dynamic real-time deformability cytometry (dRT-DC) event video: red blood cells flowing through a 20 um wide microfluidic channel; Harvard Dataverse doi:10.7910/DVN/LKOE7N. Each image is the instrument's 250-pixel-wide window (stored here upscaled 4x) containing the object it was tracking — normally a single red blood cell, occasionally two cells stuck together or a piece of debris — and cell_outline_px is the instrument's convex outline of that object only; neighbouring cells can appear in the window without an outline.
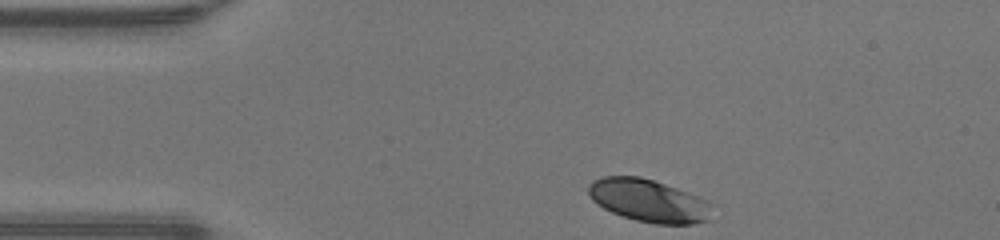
{"species": "human", "species_latin": "Homo sapiens", "temperature_condition": "warm", "stored_images_in_passage": 31, "camera_frame_rate_fps": 3000, "um_per_image_px": 0.085, "donor": {"sex": "male"}, "frame": {"image": 1, "passage_image": 1, "time_ms": 0.0, "image_size_px": [1000, 240], "cell_outline_px": [[708, 220], [692, 224], [656, 224], [636, 220], [612, 212], [596, 204], [592, 200], [588, 192], [588, 184], [592, 180], [604, 176], [640, 176], [688, 192], [708, 200]], "centroid_in_image_um": [55.07, 17.04], "position_along_channel_um": 29.9, "area_um2": 30.4}}
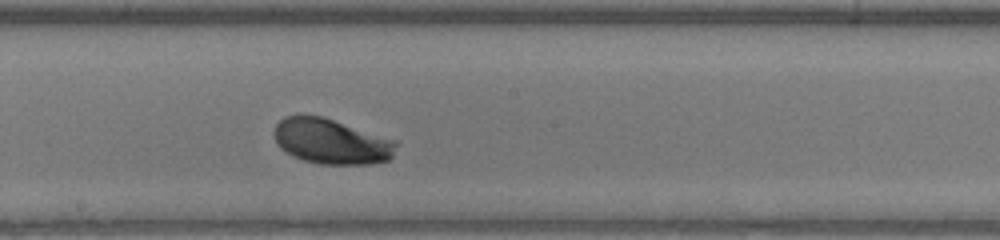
{"frame": {"image": 2, "passage_image": 18, "time_ms": 5.667, "image_size_px": [1000, 240], "cell_outline_px": [[400, 140], [392, 156], [388, 160], [372, 164], [320, 164], [304, 160], [280, 148], [276, 140], [276, 124], [284, 116], [320, 116]], "centroid_in_image_um": [28.25, 12.03], "position_along_channel_um": 219.9, "area_um2": 31.96}}
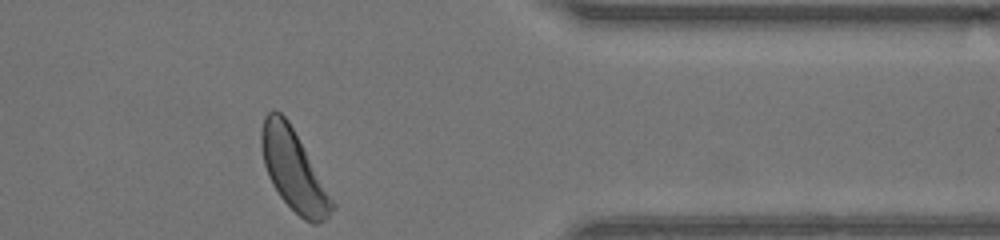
{"frame": {"image": 3, "passage_image": 31, "time_ms": 10.0, "image_size_px": [1000, 240], "cell_outline_px": [[336, 208], [320, 224], [312, 224], [304, 220], [280, 196], [272, 184], [268, 176], [264, 164], [260, 148], [260, 128], [264, 116], [272, 108], [280, 112], [288, 120], [336, 204]], "centroid_in_image_um": [24.94, 14.45], "position_along_channel_um": 386.5, "area_um2": 33.18}, "authors_computed_cell_mechanics": {"area_um2": 30.9808, "velocity_mm_per_s": 4.3014, "shape_relaxation_time_tau1_ms": 1.7359, "shape_relaxation_time_tau2_ms": null, "deformation_change_tau1": 0.1191, "deformation_change_tau2": null}}